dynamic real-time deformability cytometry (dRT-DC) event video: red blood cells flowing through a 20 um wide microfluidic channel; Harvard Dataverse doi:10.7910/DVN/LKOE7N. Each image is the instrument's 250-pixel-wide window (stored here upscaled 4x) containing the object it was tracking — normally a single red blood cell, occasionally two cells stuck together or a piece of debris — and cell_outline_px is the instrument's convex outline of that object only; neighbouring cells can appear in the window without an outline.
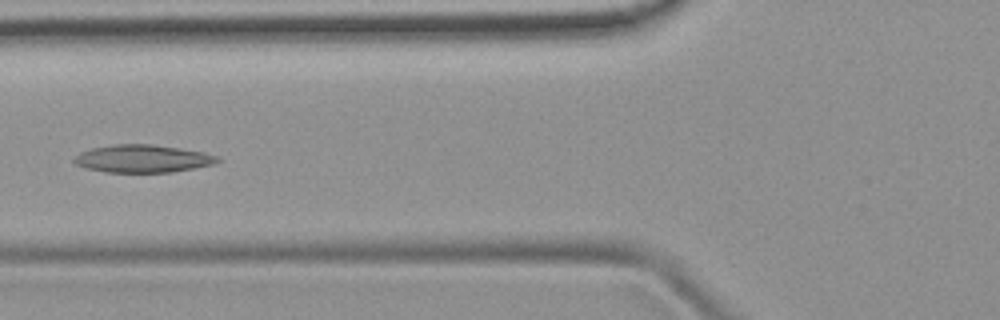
{"species": "common noctule bat (a hibernating species)", "species_latin": "Nyctalus noctula", "temperature_condition": "room temperature", "stored_images_in_passage": 5, "camera_frame_rate_fps": 3000, "um_per_image_px": 0.085, "animal": {"sex": "female", "body_mass_g": 19.9}, "frame": {"image": 1, "passage_image": 5, "time_ms": 5.333, "image_size_px": [1000, 320], "cell_outline_px": [[220, 160], [212, 164], [172, 172], [104, 172], [88, 168], [76, 164], [72, 160], [80, 152], [92, 148], [112, 144], [152, 144], [180, 148], [204, 152], [216, 156]], "centroid_in_image_um": [12.1, 13.48], "position_along_channel_um": 113.7, "area_um2": 22.95}}